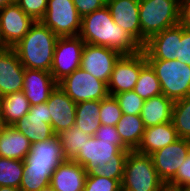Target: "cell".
Returning a JSON list of instances; mask_svg holds the SVG:
<instances>
[{
  "label": "cell",
  "mask_w": 190,
  "mask_h": 191,
  "mask_svg": "<svg viewBox=\"0 0 190 191\" xmlns=\"http://www.w3.org/2000/svg\"><path fill=\"white\" fill-rule=\"evenodd\" d=\"M122 115V110L114 96L108 95L100 100L99 120L101 125L116 126Z\"/></svg>",
  "instance_id": "obj_33"
},
{
  "label": "cell",
  "mask_w": 190,
  "mask_h": 191,
  "mask_svg": "<svg viewBox=\"0 0 190 191\" xmlns=\"http://www.w3.org/2000/svg\"><path fill=\"white\" fill-rule=\"evenodd\" d=\"M79 36L87 44L105 46L121 55L135 54L142 50L125 30L114 23L107 6L82 17Z\"/></svg>",
  "instance_id": "obj_2"
},
{
  "label": "cell",
  "mask_w": 190,
  "mask_h": 191,
  "mask_svg": "<svg viewBox=\"0 0 190 191\" xmlns=\"http://www.w3.org/2000/svg\"><path fill=\"white\" fill-rule=\"evenodd\" d=\"M13 3H14L13 0H0V9L4 8L7 5H11Z\"/></svg>",
  "instance_id": "obj_44"
},
{
  "label": "cell",
  "mask_w": 190,
  "mask_h": 191,
  "mask_svg": "<svg viewBox=\"0 0 190 191\" xmlns=\"http://www.w3.org/2000/svg\"><path fill=\"white\" fill-rule=\"evenodd\" d=\"M35 20L14 2L0 9V38L6 47H14L30 30Z\"/></svg>",
  "instance_id": "obj_12"
},
{
  "label": "cell",
  "mask_w": 190,
  "mask_h": 191,
  "mask_svg": "<svg viewBox=\"0 0 190 191\" xmlns=\"http://www.w3.org/2000/svg\"><path fill=\"white\" fill-rule=\"evenodd\" d=\"M178 60L190 65V30L182 31L181 42L178 49Z\"/></svg>",
  "instance_id": "obj_40"
},
{
  "label": "cell",
  "mask_w": 190,
  "mask_h": 191,
  "mask_svg": "<svg viewBox=\"0 0 190 191\" xmlns=\"http://www.w3.org/2000/svg\"><path fill=\"white\" fill-rule=\"evenodd\" d=\"M23 175V160L0 157V186H10L19 189Z\"/></svg>",
  "instance_id": "obj_31"
},
{
  "label": "cell",
  "mask_w": 190,
  "mask_h": 191,
  "mask_svg": "<svg viewBox=\"0 0 190 191\" xmlns=\"http://www.w3.org/2000/svg\"><path fill=\"white\" fill-rule=\"evenodd\" d=\"M133 91L143 100L162 94L160 82L148 62L141 68Z\"/></svg>",
  "instance_id": "obj_28"
},
{
  "label": "cell",
  "mask_w": 190,
  "mask_h": 191,
  "mask_svg": "<svg viewBox=\"0 0 190 191\" xmlns=\"http://www.w3.org/2000/svg\"><path fill=\"white\" fill-rule=\"evenodd\" d=\"M58 86L76 104L84 101H100L109 95L107 83L93 77L82 68L65 76L58 82Z\"/></svg>",
  "instance_id": "obj_7"
},
{
  "label": "cell",
  "mask_w": 190,
  "mask_h": 191,
  "mask_svg": "<svg viewBox=\"0 0 190 191\" xmlns=\"http://www.w3.org/2000/svg\"><path fill=\"white\" fill-rule=\"evenodd\" d=\"M82 17L72 0H48L47 10L40 20L58 37L78 36Z\"/></svg>",
  "instance_id": "obj_8"
},
{
  "label": "cell",
  "mask_w": 190,
  "mask_h": 191,
  "mask_svg": "<svg viewBox=\"0 0 190 191\" xmlns=\"http://www.w3.org/2000/svg\"><path fill=\"white\" fill-rule=\"evenodd\" d=\"M84 191H121V183L117 179L88 174Z\"/></svg>",
  "instance_id": "obj_35"
},
{
  "label": "cell",
  "mask_w": 190,
  "mask_h": 191,
  "mask_svg": "<svg viewBox=\"0 0 190 191\" xmlns=\"http://www.w3.org/2000/svg\"><path fill=\"white\" fill-rule=\"evenodd\" d=\"M38 191H55V190L49 186V187L39 189Z\"/></svg>",
  "instance_id": "obj_46"
},
{
  "label": "cell",
  "mask_w": 190,
  "mask_h": 191,
  "mask_svg": "<svg viewBox=\"0 0 190 191\" xmlns=\"http://www.w3.org/2000/svg\"><path fill=\"white\" fill-rule=\"evenodd\" d=\"M184 28L177 24L153 35L142 47L147 60H178Z\"/></svg>",
  "instance_id": "obj_15"
},
{
  "label": "cell",
  "mask_w": 190,
  "mask_h": 191,
  "mask_svg": "<svg viewBox=\"0 0 190 191\" xmlns=\"http://www.w3.org/2000/svg\"><path fill=\"white\" fill-rule=\"evenodd\" d=\"M160 82L162 94L173 101L190 95V65L179 60H147Z\"/></svg>",
  "instance_id": "obj_6"
},
{
  "label": "cell",
  "mask_w": 190,
  "mask_h": 191,
  "mask_svg": "<svg viewBox=\"0 0 190 191\" xmlns=\"http://www.w3.org/2000/svg\"><path fill=\"white\" fill-rule=\"evenodd\" d=\"M141 47L155 34L179 24L180 0H139Z\"/></svg>",
  "instance_id": "obj_4"
},
{
  "label": "cell",
  "mask_w": 190,
  "mask_h": 191,
  "mask_svg": "<svg viewBox=\"0 0 190 191\" xmlns=\"http://www.w3.org/2000/svg\"><path fill=\"white\" fill-rule=\"evenodd\" d=\"M179 24L186 30H190V1L180 2Z\"/></svg>",
  "instance_id": "obj_41"
},
{
  "label": "cell",
  "mask_w": 190,
  "mask_h": 191,
  "mask_svg": "<svg viewBox=\"0 0 190 191\" xmlns=\"http://www.w3.org/2000/svg\"><path fill=\"white\" fill-rule=\"evenodd\" d=\"M47 105L55 134L75 125L77 104L58 85L51 92Z\"/></svg>",
  "instance_id": "obj_17"
},
{
  "label": "cell",
  "mask_w": 190,
  "mask_h": 191,
  "mask_svg": "<svg viewBox=\"0 0 190 191\" xmlns=\"http://www.w3.org/2000/svg\"><path fill=\"white\" fill-rule=\"evenodd\" d=\"M7 47L4 45V43L2 42L1 38H0V53L5 50Z\"/></svg>",
  "instance_id": "obj_45"
},
{
  "label": "cell",
  "mask_w": 190,
  "mask_h": 191,
  "mask_svg": "<svg viewBox=\"0 0 190 191\" xmlns=\"http://www.w3.org/2000/svg\"><path fill=\"white\" fill-rule=\"evenodd\" d=\"M177 139L179 137L172 121L148 127L145 128L141 142L135 151L150 155L158 149L175 142Z\"/></svg>",
  "instance_id": "obj_22"
},
{
  "label": "cell",
  "mask_w": 190,
  "mask_h": 191,
  "mask_svg": "<svg viewBox=\"0 0 190 191\" xmlns=\"http://www.w3.org/2000/svg\"><path fill=\"white\" fill-rule=\"evenodd\" d=\"M172 123L179 138L190 140V95L174 101Z\"/></svg>",
  "instance_id": "obj_29"
},
{
  "label": "cell",
  "mask_w": 190,
  "mask_h": 191,
  "mask_svg": "<svg viewBox=\"0 0 190 191\" xmlns=\"http://www.w3.org/2000/svg\"><path fill=\"white\" fill-rule=\"evenodd\" d=\"M158 191H180V187L172 186L168 183H164Z\"/></svg>",
  "instance_id": "obj_42"
},
{
  "label": "cell",
  "mask_w": 190,
  "mask_h": 191,
  "mask_svg": "<svg viewBox=\"0 0 190 191\" xmlns=\"http://www.w3.org/2000/svg\"><path fill=\"white\" fill-rule=\"evenodd\" d=\"M25 67L13 48L0 53V97L23 89Z\"/></svg>",
  "instance_id": "obj_18"
},
{
  "label": "cell",
  "mask_w": 190,
  "mask_h": 191,
  "mask_svg": "<svg viewBox=\"0 0 190 191\" xmlns=\"http://www.w3.org/2000/svg\"><path fill=\"white\" fill-rule=\"evenodd\" d=\"M57 85L50 72L25 68L22 91L30 106L47 102Z\"/></svg>",
  "instance_id": "obj_20"
},
{
  "label": "cell",
  "mask_w": 190,
  "mask_h": 191,
  "mask_svg": "<svg viewBox=\"0 0 190 191\" xmlns=\"http://www.w3.org/2000/svg\"><path fill=\"white\" fill-rule=\"evenodd\" d=\"M84 45L85 42L79 35L57 39L50 70L51 75L57 82L80 68Z\"/></svg>",
  "instance_id": "obj_9"
},
{
  "label": "cell",
  "mask_w": 190,
  "mask_h": 191,
  "mask_svg": "<svg viewBox=\"0 0 190 191\" xmlns=\"http://www.w3.org/2000/svg\"><path fill=\"white\" fill-rule=\"evenodd\" d=\"M58 135L60 136L63 154L66 160H73L77 156L80 148H82L85 142L91 137L81 131L76 125H73L67 130H63Z\"/></svg>",
  "instance_id": "obj_30"
},
{
  "label": "cell",
  "mask_w": 190,
  "mask_h": 191,
  "mask_svg": "<svg viewBox=\"0 0 190 191\" xmlns=\"http://www.w3.org/2000/svg\"><path fill=\"white\" fill-rule=\"evenodd\" d=\"M58 38L41 21H35L29 32L12 48L25 68L50 72Z\"/></svg>",
  "instance_id": "obj_3"
},
{
  "label": "cell",
  "mask_w": 190,
  "mask_h": 191,
  "mask_svg": "<svg viewBox=\"0 0 190 191\" xmlns=\"http://www.w3.org/2000/svg\"><path fill=\"white\" fill-rule=\"evenodd\" d=\"M147 63L145 53L141 50L135 54L121 55L116 61L109 82V95L114 96L134 89L141 68Z\"/></svg>",
  "instance_id": "obj_10"
},
{
  "label": "cell",
  "mask_w": 190,
  "mask_h": 191,
  "mask_svg": "<svg viewBox=\"0 0 190 191\" xmlns=\"http://www.w3.org/2000/svg\"><path fill=\"white\" fill-rule=\"evenodd\" d=\"M13 126L24 134L31 144L44 141L55 135L47 102L30 106L26 116L19 119Z\"/></svg>",
  "instance_id": "obj_14"
},
{
  "label": "cell",
  "mask_w": 190,
  "mask_h": 191,
  "mask_svg": "<svg viewBox=\"0 0 190 191\" xmlns=\"http://www.w3.org/2000/svg\"><path fill=\"white\" fill-rule=\"evenodd\" d=\"M15 3L25 14L40 21L46 13L48 0H17Z\"/></svg>",
  "instance_id": "obj_36"
},
{
  "label": "cell",
  "mask_w": 190,
  "mask_h": 191,
  "mask_svg": "<svg viewBox=\"0 0 190 191\" xmlns=\"http://www.w3.org/2000/svg\"><path fill=\"white\" fill-rule=\"evenodd\" d=\"M189 152L190 140L179 138L150 154L158 177L163 183H169L175 177Z\"/></svg>",
  "instance_id": "obj_11"
},
{
  "label": "cell",
  "mask_w": 190,
  "mask_h": 191,
  "mask_svg": "<svg viewBox=\"0 0 190 191\" xmlns=\"http://www.w3.org/2000/svg\"><path fill=\"white\" fill-rule=\"evenodd\" d=\"M115 24L125 30L141 46L139 0H107Z\"/></svg>",
  "instance_id": "obj_19"
},
{
  "label": "cell",
  "mask_w": 190,
  "mask_h": 191,
  "mask_svg": "<svg viewBox=\"0 0 190 191\" xmlns=\"http://www.w3.org/2000/svg\"><path fill=\"white\" fill-rule=\"evenodd\" d=\"M121 149L114 145L113 141L97 139L91 136L87 142L80 148L73 161L85 168L86 174H91L97 165L104 166L113 155H116Z\"/></svg>",
  "instance_id": "obj_16"
},
{
  "label": "cell",
  "mask_w": 190,
  "mask_h": 191,
  "mask_svg": "<svg viewBox=\"0 0 190 191\" xmlns=\"http://www.w3.org/2000/svg\"><path fill=\"white\" fill-rule=\"evenodd\" d=\"M180 191H190V185L180 187Z\"/></svg>",
  "instance_id": "obj_47"
},
{
  "label": "cell",
  "mask_w": 190,
  "mask_h": 191,
  "mask_svg": "<svg viewBox=\"0 0 190 191\" xmlns=\"http://www.w3.org/2000/svg\"><path fill=\"white\" fill-rule=\"evenodd\" d=\"M123 114L140 115L144 100L133 90L115 94Z\"/></svg>",
  "instance_id": "obj_34"
},
{
  "label": "cell",
  "mask_w": 190,
  "mask_h": 191,
  "mask_svg": "<svg viewBox=\"0 0 190 191\" xmlns=\"http://www.w3.org/2000/svg\"><path fill=\"white\" fill-rule=\"evenodd\" d=\"M190 0H180V2H189Z\"/></svg>",
  "instance_id": "obj_49"
},
{
  "label": "cell",
  "mask_w": 190,
  "mask_h": 191,
  "mask_svg": "<svg viewBox=\"0 0 190 191\" xmlns=\"http://www.w3.org/2000/svg\"><path fill=\"white\" fill-rule=\"evenodd\" d=\"M100 101H84L76 105L75 125L87 135L94 136L100 127Z\"/></svg>",
  "instance_id": "obj_27"
},
{
  "label": "cell",
  "mask_w": 190,
  "mask_h": 191,
  "mask_svg": "<svg viewBox=\"0 0 190 191\" xmlns=\"http://www.w3.org/2000/svg\"><path fill=\"white\" fill-rule=\"evenodd\" d=\"M168 184L176 187L190 185V152L186 157V160L179 166L175 177Z\"/></svg>",
  "instance_id": "obj_38"
},
{
  "label": "cell",
  "mask_w": 190,
  "mask_h": 191,
  "mask_svg": "<svg viewBox=\"0 0 190 191\" xmlns=\"http://www.w3.org/2000/svg\"><path fill=\"white\" fill-rule=\"evenodd\" d=\"M85 168L73 160L62 162L53 172L50 187L55 191H84Z\"/></svg>",
  "instance_id": "obj_21"
},
{
  "label": "cell",
  "mask_w": 190,
  "mask_h": 191,
  "mask_svg": "<svg viewBox=\"0 0 190 191\" xmlns=\"http://www.w3.org/2000/svg\"><path fill=\"white\" fill-rule=\"evenodd\" d=\"M121 54L105 46H96L85 43L82 55L81 66L83 70L93 77L109 82L114 65Z\"/></svg>",
  "instance_id": "obj_13"
},
{
  "label": "cell",
  "mask_w": 190,
  "mask_h": 191,
  "mask_svg": "<svg viewBox=\"0 0 190 191\" xmlns=\"http://www.w3.org/2000/svg\"><path fill=\"white\" fill-rule=\"evenodd\" d=\"M0 110L3 124L13 126L29 112L30 103L23 91L15 92L0 97Z\"/></svg>",
  "instance_id": "obj_25"
},
{
  "label": "cell",
  "mask_w": 190,
  "mask_h": 191,
  "mask_svg": "<svg viewBox=\"0 0 190 191\" xmlns=\"http://www.w3.org/2000/svg\"><path fill=\"white\" fill-rule=\"evenodd\" d=\"M163 184L150 155L129 151L121 191H158Z\"/></svg>",
  "instance_id": "obj_5"
},
{
  "label": "cell",
  "mask_w": 190,
  "mask_h": 191,
  "mask_svg": "<svg viewBox=\"0 0 190 191\" xmlns=\"http://www.w3.org/2000/svg\"><path fill=\"white\" fill-rule=\"evenodd\" d=\"M97 139L113 141L114 145H117L121 150H130L123 142L120 135L117 132L116 126L100 125L95 135Z\"/></svg>",
  "instance_id": "obj_37"
},
{
  "label": "cell",
  "mask_w": 190,
  "mask_h": 191,
  "mask_svg": "<svg viewBox=\"0 0 190 191\" xmlns=\"http://www.w3.org/2000/svg\"><path fill=\"white\" fill-rule=\"evenodd\" d=\"M31 148L29 139L14 126L0 130V157L24 160Z\"/></svg>",
  "instance_id": "obj_24"
},
{
  "label": "cell",
  "mask_w": 190,
  "mask_h": 191,
  "mask_svg": "<svg viewBox=\"0 0 190 191\" xmlns=\"http://www.w3.org/2000/svg\"><path fill=\"white\" fill-rule=\"evenodd\" d=\"M64 161L66 158L59 135L31 144L23 160L24 175L20 191H38L49 187L53 172Z\"/></svg>",
  "instance_id": "obj_1"
},
{
  "label": "cell",
  "mask_w": 190,
  "mask_h": 191,
  "mask_svg": "<svg viewBox=\"0 0 190 191\" xmlns=\"http://www.w3.org/2000/svg\"><path fill=\"white\" fill-rule=\"evenodd\" d=\"M174 101L163 94L144 100L141 109V119L144 127H152L172 121Z\"/></svg>",
  "instance_id": "obj_23"
},
{
  "label": "cell",
  "mask_w": 190,
  "mask_h": 191,
  "mask_svg": "<svg viewBox=\"0 0 190 191\" xmlns=\"http://www.w3.org/2000/svg\"><path fill=\"white\" fill-rule=\"evenodd\" d=\"M0 191H20V189L10 186H0Z\"/></svg>",
  "instance_id": "obj_43"
},
{
  "label": "cell",
  "mask_w": 190,
  "mask_h": 191,
  "mask_svg": "<svg viewBox=\"0 0 190 191\" xmlns=\"http://www.w3.org/2000/svg\"><path fill=\"white\" fill-rule=\"evenodd\" d=\"M81 17L106 6L107 0H72Z\"/></svg>",
  "instance_id": "obj_39"
},
{
  "label": "cell",
  "mask_w": 190,
  "mask_h": 191,
  "mask_svg": "<svg viewBox=\"0 0 190 191\" xmlns=\"http://www.w3.org/2000/svg\"><path fill=\"white\" fill-rule=\"evenodd\" d=\"M2 116H1V110H0V130L4 127Z\"/></svg>",
  "instance_id": "obj_48"
},
{
  "label": "cell",
  "mask_w": 190,
  "mask_h": 191,
  "mask_svg": "<svg viewBox=\"0 0 190 191\" xmlns=\"http://www.w3.org/2000/svg\"><path fill=\"white\" fill-rule=\"evenodd\" d=\"M129 151L131 150H120L116 155H113V158L104 164V166L97 165L91 175H101L106 178L117 179L121 183Z\"/></svg>",
  "instance_id": "obj_32"
},
{
  "label": "cell",
  "mask_w": 190,
  "mask_h": 191,
  "mask_svg": "<svg viewBox=\"0 0 190 191\" xmlns=\"http://www.w3.org/2000/svg\"><path fill=\"white\" fill-rule=\"evenodd\" d=\"M122 142L134 151L139 146L144 134V124L140 115L123 114L116 125Z\"/></svg>",
  "instance_id": "obj_26"
}]
</instances>
